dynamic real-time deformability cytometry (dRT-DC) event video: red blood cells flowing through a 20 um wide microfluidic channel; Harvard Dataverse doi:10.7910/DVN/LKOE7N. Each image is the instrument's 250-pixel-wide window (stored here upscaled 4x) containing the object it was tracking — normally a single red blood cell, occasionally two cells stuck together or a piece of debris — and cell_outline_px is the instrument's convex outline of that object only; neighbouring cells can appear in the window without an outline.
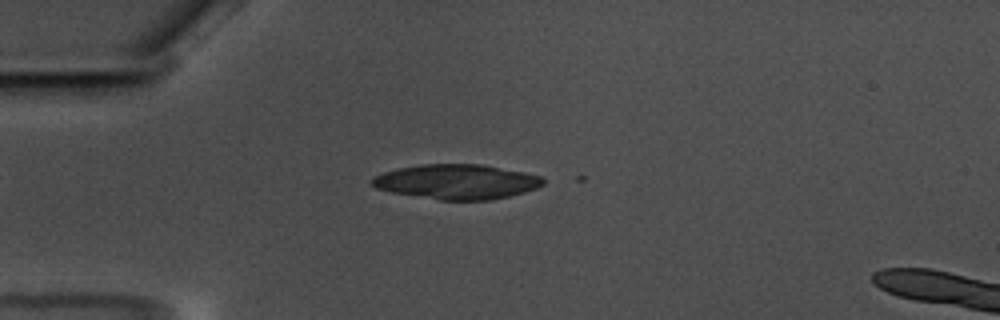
{"species": "common noctule bat (a hibernating species)", "species_latin": "Nyctalus noctula", "temperature_condition": "warm", "stored_images_in_passage": 6, "camera_frame_rate_fps": 3000, "um_per_image_px": 0.085, "animal": {"sex": "male", "body_mass_g": 17.5, "forearm_length_mm": 52.3}, "frame": {"image": 1, "passage_image": 1, "time_ms": 0.0, "image_size_px": [1000, 320], "cell_outline_px": [[544, 184], [536, 188], [524, 192], [492, 200], [440, 200], [392, 192], [376, 188], [372, 184], [372, 176], [384, 172], [400, 168], [420, 164], [480, 164], [524, 172], [540, 176], [544, 180]], "centroid_in_image_um": [38.82, 15.45], "position_along_channel_um": 46.2, "area_um2": 34.51}}